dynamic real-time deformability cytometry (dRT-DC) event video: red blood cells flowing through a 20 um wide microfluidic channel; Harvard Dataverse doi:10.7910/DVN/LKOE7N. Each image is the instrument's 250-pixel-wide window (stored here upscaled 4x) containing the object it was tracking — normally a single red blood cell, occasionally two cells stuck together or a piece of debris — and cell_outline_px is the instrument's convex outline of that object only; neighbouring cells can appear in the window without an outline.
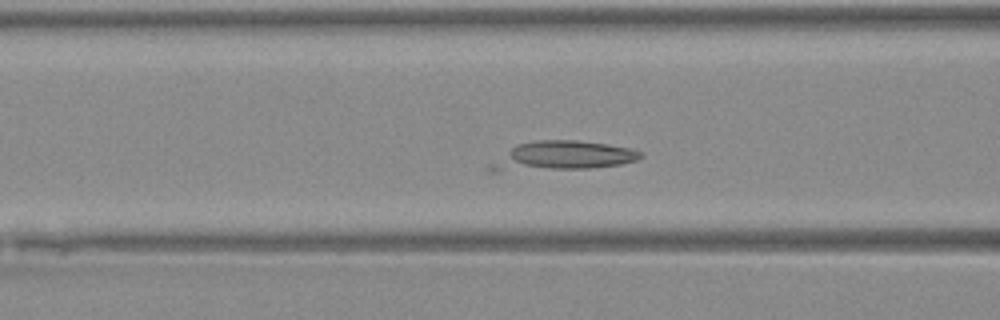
{"species": "Egyptian fruit bat (a non-hibernating species)", "species_latin": "Rousettus aegyptiacus", "temperature_condition": "warm", "stored_images_in_passage": 22, "camera_frame_rate_fps": 3000, "um_per_image_px": 0.085, "animal": {"sex": "female"}, "frame": {"image": 1, "passage_image": 4, "time_ms": 1.0, "image_size_px": [1000, 320], "cell_outline_px": [[644, 156], [636, 160], [620, 164], [592, 168], [500, 172], [488, 172], [484, 168], [488, 164], [516, 144], [536, 140], [576, 140], [608, 144], [632, 148], [644, 152]], "centroid_in_image_um": [47.73, 13.27], "position_along_channel_um": 118.9, "area_um2": 26.18}}
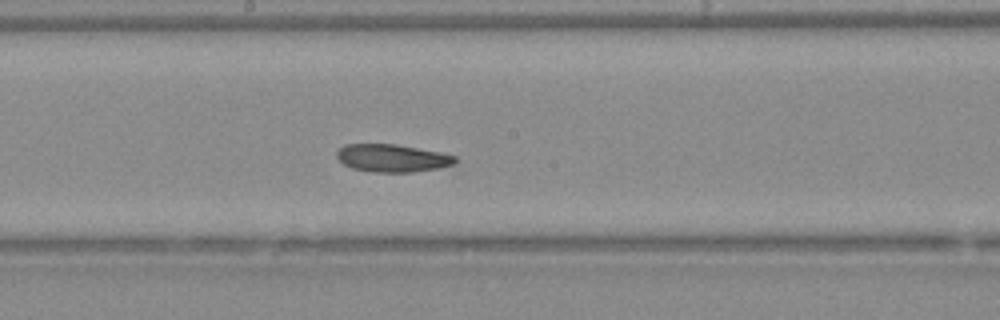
{"frame": {"image": 2, "passage_image": 11, "time_ms": 3.333, "image_size_px": [1000, 320], "cell_outline_px": [[456, 160], [452, 164], [440, 168], [412, 172], [372, 172], [352, 168], [344, 164], [336, 156], [336, 152], [344, 144], [396, 144], [440, 152], [456, 156]], "centroid_in_image_um": [33.32, 13.44], "position_along_channel_um": 214.9, "area_um2": 19.07}}
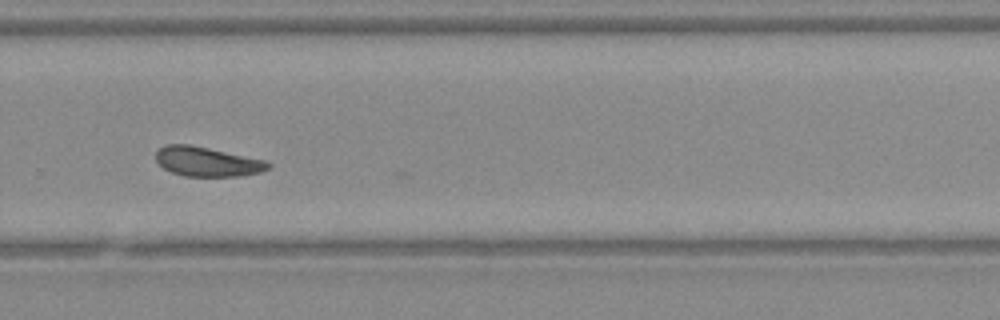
{"frame": {"image": 3, "passage_image": 18, "time_ms": 5.667, "image_size_px": [1000, 320], "cell_outline_px": [[272, 164], [268, 168], [260, 172], [240, 176], [184, 176], [172, 172], [164, 168], [156, 160], [156, 152], [160, 148], [168, 144], [188, 144], [208, 148], [264, 160]], "centroid_in_image_um": [17.59, 13.74], "position_along_channel_um": 312.2, "area_um2": 19.02}}